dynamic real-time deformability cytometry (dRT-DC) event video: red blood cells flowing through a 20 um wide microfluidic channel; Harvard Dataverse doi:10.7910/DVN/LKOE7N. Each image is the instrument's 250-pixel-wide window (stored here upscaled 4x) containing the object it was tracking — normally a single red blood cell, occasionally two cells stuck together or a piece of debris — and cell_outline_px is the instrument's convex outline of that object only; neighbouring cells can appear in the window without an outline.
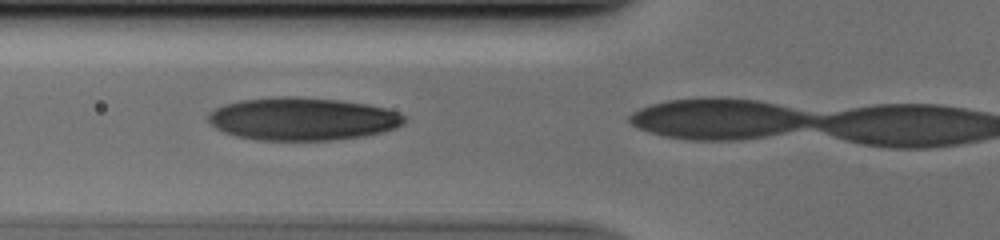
{"species": "human", "species_latin": "Homo sapiens", "temperature_condition": "cold", "stored_images_in_passage": 14, "camera_frame_rate_fps": 3000, "um_per_image_px": 0.085, "donor": {"sex": "male"}, "frame": {"image": 1, "passage_image": 13, "time_ms": 4.0, "image_size_px": [1000, 240], "cell_outline_px": [[404, 124], [380, 132], [364, 136], [332, 140], [260, 140], [236, 136], [224, 132], [216, 128], [208, 120], [208, 112], [224, 104], [240, 100], [284, 96], [296, 96], [340, 100], [364, 104], [384, 108], [396, 112], [404, 116]], "centroid_in_image_um": [25.66, 10.1], "position_along_channel_um": 100.1, "area_um2": 48.61}}